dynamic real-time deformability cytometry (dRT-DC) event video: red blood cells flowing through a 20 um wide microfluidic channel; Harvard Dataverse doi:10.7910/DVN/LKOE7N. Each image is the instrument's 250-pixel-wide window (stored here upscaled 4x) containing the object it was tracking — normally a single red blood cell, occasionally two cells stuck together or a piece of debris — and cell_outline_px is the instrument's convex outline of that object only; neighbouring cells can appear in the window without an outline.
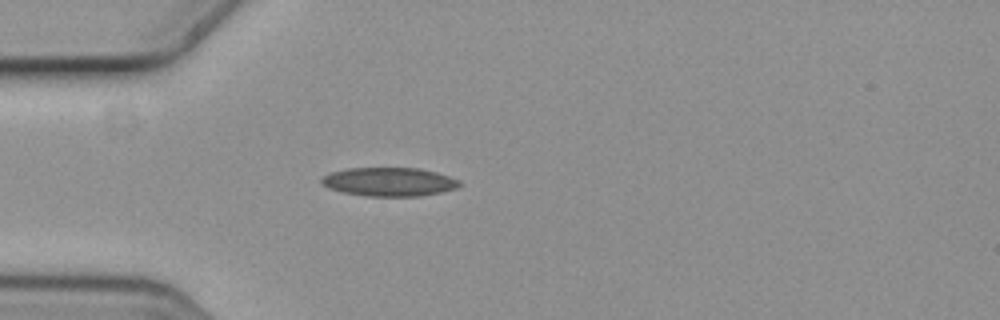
{"species": "common noctule bat (a hibernating species)", "species_latin": "Nyctalus noctula", "temperature_condition": "cold", "stored_images_in_passage": 2, "camera_frame_rate_fps": 3000, "um_per_image_px": 0.085, "animal": {"sex": "female", "body_mass_g": 19.3, "forearm_length_mm": 54.1}, "frame": {"image": 1, "passage_image": 1, "time_ms": 0.0, "image_size_px": [1000, 320], "cell_outline_px": [[460, 184], [456, 188], [440, 192], [420, 196], [368, 196], [344, 192], [328, 188], [320, 180], [328, 172], [348, 168], [420, 168], [436, 172], [460, 180]], "centroid_in_image_um": [33.07, 15.45], "position_along_channel_um": 51.9, "area_um2": 22.95}}